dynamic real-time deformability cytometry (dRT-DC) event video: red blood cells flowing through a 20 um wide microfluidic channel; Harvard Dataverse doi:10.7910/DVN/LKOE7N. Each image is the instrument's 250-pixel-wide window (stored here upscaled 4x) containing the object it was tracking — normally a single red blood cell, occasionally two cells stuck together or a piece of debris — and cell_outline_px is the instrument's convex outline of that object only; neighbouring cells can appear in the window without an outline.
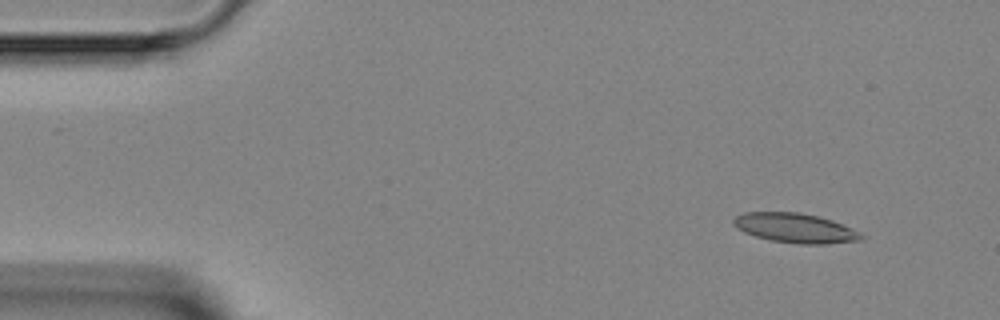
{"species": "Egyptian fruit bat (a non-hibernating species)", "species_latin": "Rousettus aegyptiacus", "temperature_condition": "room temperature", "stored_images_in_passage": 6, "camera_frame_rate_fps": 3000, "um_per_image_px": 0.085, "animal": {"sex": "female"}, "frame": {"image": 1, "passage_image": 2, "time_ms": 1.333, "image_size_px": [1000, 320], "cell_outline_px": [[868, 236], [864, 240], [828, 244], [796, 244], [772, 240], [756, 236], [744, 232], [736, 228], [732, 224], [732, 220], [736, 216], [744, 212], [800, 212], [832, 220], [852, 228]], "centroid_in_image_um": [67.64, 19.39], "position_along_channel_um": 17.4, "area_um2": 22.25}}
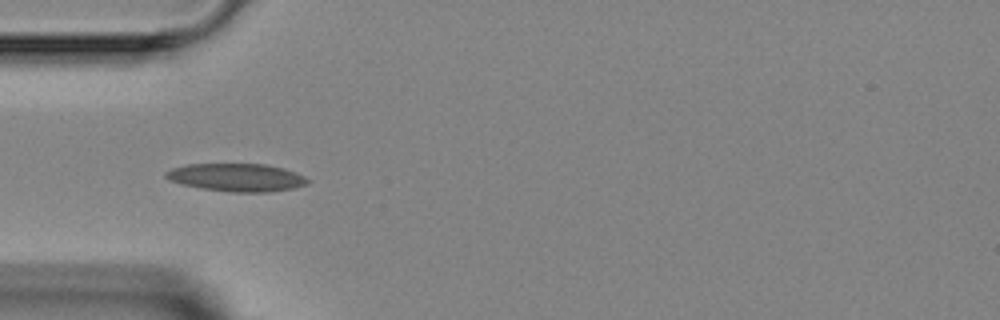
{"frame": {"image": 2, "passage_image": 5, "time_ms": 4.667, "image_size_px": [1000, 320], "cell_outline_px": [[312, 180], [308, 184], [292, 188], [268, 192], [232, 192], [204, 188], [184, 184], [172, 180], [164, 176], [164, 172], [172, 168], [184, 164], [264, 164], [284, 168], [296, 172]], "centroid_in_image_um": [20.16, 15.07], "position_along_channel_um": 64.8, "area_um2": 22.95}}
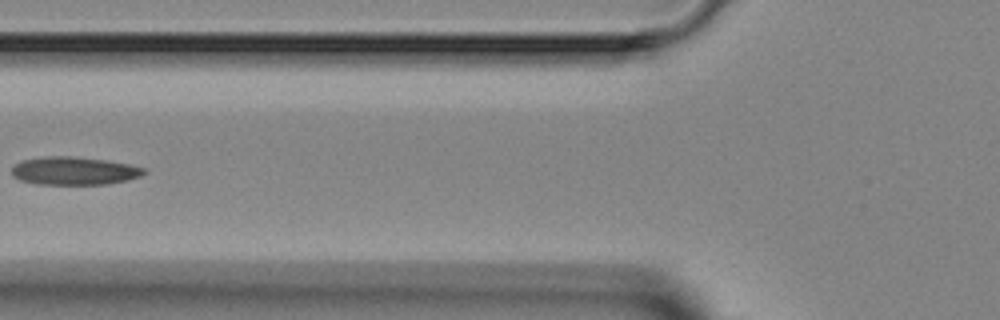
{"frame": {"image": 3, "passage_image": 6, "time_ms": 6.0, "image_size_px": [1000, 320], "cell_outline_px": [[148, 172], [140, 176], [128, 180], [108, 184], [36, 184], [20, 180], [12, 176], [12, 168], [20, 160], [44, 156], [72, 156], [104, 160], [128, 164], [144, 168]], "centroid_in_image_um": [6.28, 14.52], "position_along_channel_um": 119.5, "area_um2": 21.68}}